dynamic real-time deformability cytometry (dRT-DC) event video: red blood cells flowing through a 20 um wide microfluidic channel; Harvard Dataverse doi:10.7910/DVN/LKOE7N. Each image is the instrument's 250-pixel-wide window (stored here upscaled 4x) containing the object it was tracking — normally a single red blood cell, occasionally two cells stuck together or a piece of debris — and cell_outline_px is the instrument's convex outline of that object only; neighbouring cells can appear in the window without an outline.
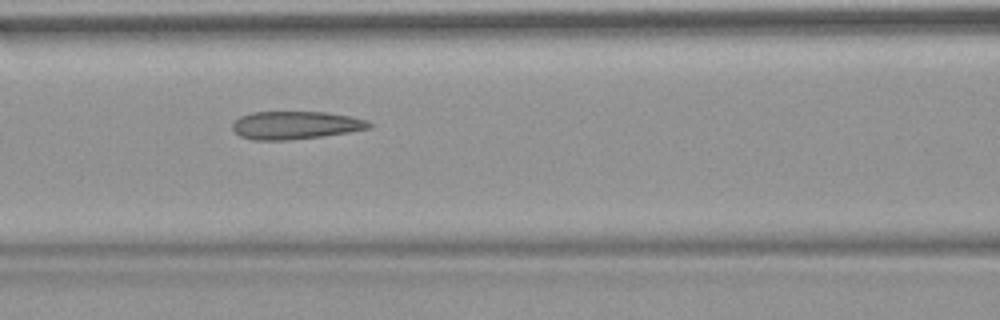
{"species": "common noctule bat (a hibernating species)", "species_latin": "Nyctalus noctula", "temperature_condition": "warm", "stored_images_in_passage": 53, "camera_frame_rate_fps": 3000, "um_per_image_px": 0.085, "animal": {"sex": "female", "body_mass_g": 18.4}, "frame": {"image": 1, "passage_image": 23, "time_ms": 7.333, "image_size_px": [1000, 320], "cell_outline_px": [[372, 128], [324, 136], [288, 140], [252, 140], [240, 136], [232, 128], [232, 124], [240, 116], [252, 112], [324, 112], [352, 116], [368, 120], [372, 124]], "centroid_in_image_um": [25.14, 10.64], "position_along_channel_um": 141.5, "area_um2": 22.37}}
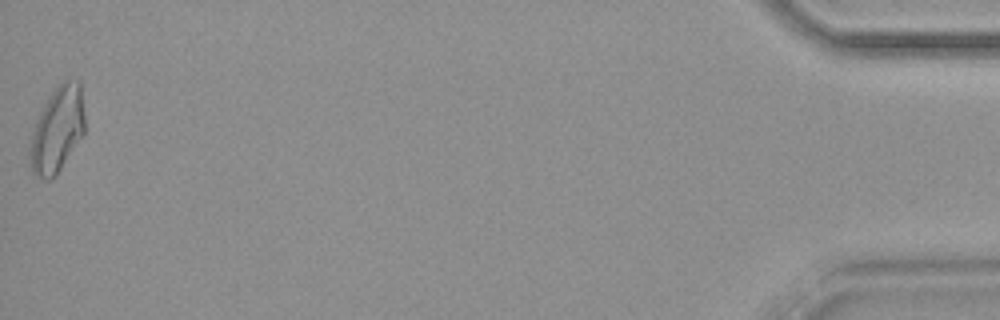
{"frame": {"image": 2, "passage_image": 53, "time_ms": 17.333, "image_size_px": [1000, 320], "cell_outline_px": [[84, 132], [56, 176], [48, 180], [44, 180], [36, 176], [32, 172], [28, 152], [32, 132], [36, 120], [48, 96], [60, 80], [80, 80], [84, 116]], "centroid_in_image_um": [4.84, 11.01], "position_along_channel_um": 430.4, "area_um2": 27.51}, "authors_computed_cell_mechanics": {"area_um2": 24.0448, "velocity_mm_per_s": 3.8291, "shape_relaxation_time_tau1_ms": null, "shape_relaxation_time_tau2_ms": 2.3895, "deformation_change_tau1": null, "deformation_change_tau2": 0.1214}}